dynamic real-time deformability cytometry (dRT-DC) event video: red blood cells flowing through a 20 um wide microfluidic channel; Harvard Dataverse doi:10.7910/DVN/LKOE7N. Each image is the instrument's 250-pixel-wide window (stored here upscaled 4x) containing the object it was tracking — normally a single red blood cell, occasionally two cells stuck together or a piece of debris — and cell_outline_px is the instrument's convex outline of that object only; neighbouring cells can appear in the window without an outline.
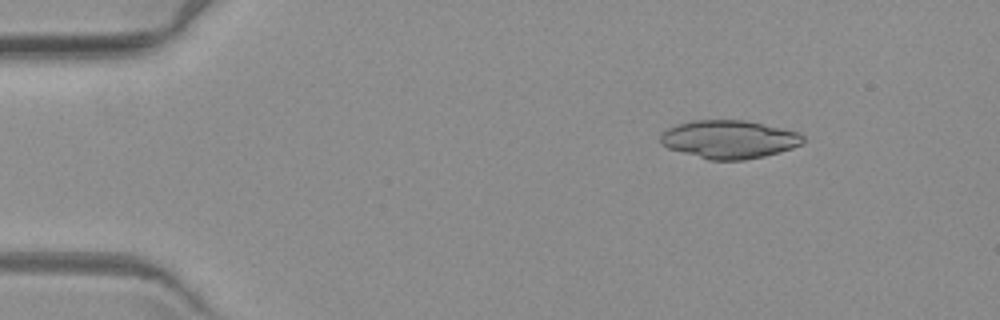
{"species": "common noctule bat (a hibernating species)", "species_latin": "Nyctalus noctula", "temperature_condition": "warm", "stored_images_in_passage": 8, "camera_frame_rate_fps": 3000, "um_per_image_px": 0.085, "animal": {"sex": "female", "body_mass_g": 19.3, "forearm_length_mm": 54.1}, "frame": {"image": 1, "passage_image": 2, "time_ms": 1.0, "image_size_px": [1000, 320], "cell_outline_px": [[804, 144], [780, 152], [764, 156], [744, 160], [708, 160], [668, 148], [660, 144], [660, 136], [668, 128], [676, 124], [692, 120], [744, 120], [800, 132], [804, 136]], "centroid_in_image_um": [61.98, 11.85], "position_along_channel_um": 23.0, "area_um2": 31.91}}